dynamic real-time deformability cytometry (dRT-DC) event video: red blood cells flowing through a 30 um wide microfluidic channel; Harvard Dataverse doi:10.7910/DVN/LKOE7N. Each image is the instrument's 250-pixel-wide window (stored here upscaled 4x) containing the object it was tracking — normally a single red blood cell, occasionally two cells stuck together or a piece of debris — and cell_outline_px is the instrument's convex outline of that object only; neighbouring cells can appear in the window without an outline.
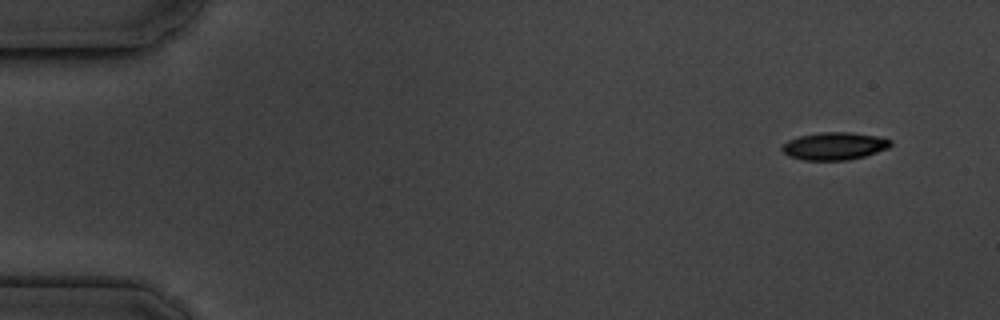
{"species": "common noctule bat (a hibernating species)", "species_latin": "Nyctalus noctula", "temperature_condition": "cold", "stored_images_in_passage": 4, "camera_frame_rate_fps": 3000, "um_per_image_px": 0.085, "animal": {"sex": "male", "body_mass_g": 19.5, "forearm_length_mm": 54.6}, "frame": {"image": 1, "passage_image": 1, "time_ms": 0.0, "image_size_px": [1000, 320], "cell_outline_px": [[892, 144], [888, 148], [864, 156], [848, 160], [804, 160], [788, 156], [780, 148], [788, 140], [800, 136], [820, 132], [852, 132], [876, 136], [892, 140]], "centroid_in_image_um": [70.92, 12.41], "position_along_channel_um": 14.1, "area_um2": 17.4}}
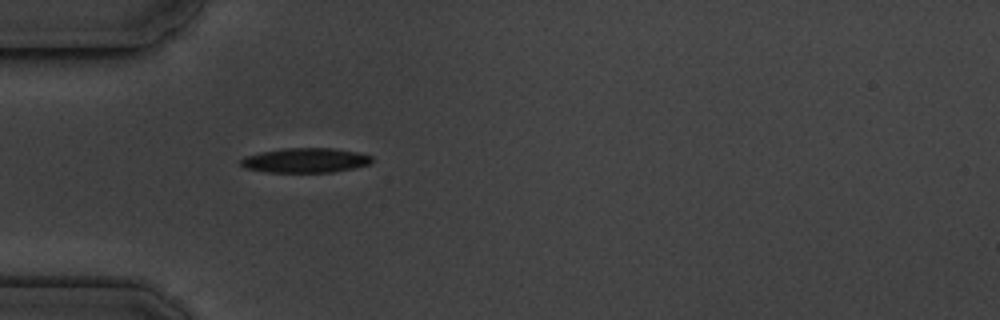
{"frame": {"image": 2, "passage_image": 4, "time_ms": 4.333, "image_size_px": [1000, 320], "cell_outline_px": [[372, 160], [368, 164], [352, 168], [332, 172], [268, 172], [244, 168], [240, 164], [240, 160], [244, 156], [260, 152], [284, 148], [332, 148], [360, 152], [372, 156]], "centroid_in_image_um": [25.93, 13.62], "position_along_channel_um": 59.1, "area_um2": 18.84}}